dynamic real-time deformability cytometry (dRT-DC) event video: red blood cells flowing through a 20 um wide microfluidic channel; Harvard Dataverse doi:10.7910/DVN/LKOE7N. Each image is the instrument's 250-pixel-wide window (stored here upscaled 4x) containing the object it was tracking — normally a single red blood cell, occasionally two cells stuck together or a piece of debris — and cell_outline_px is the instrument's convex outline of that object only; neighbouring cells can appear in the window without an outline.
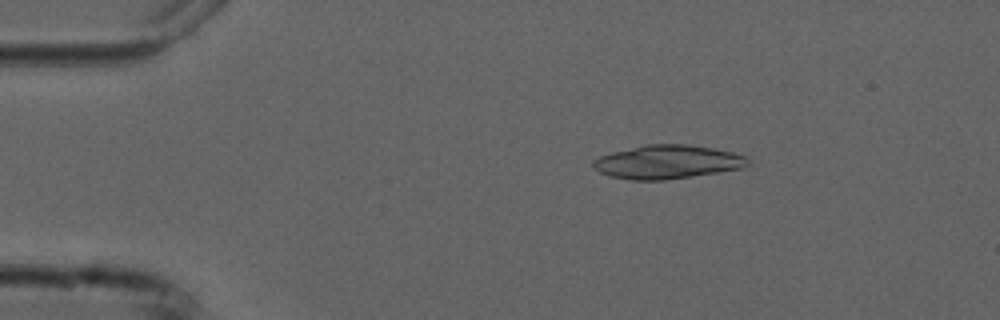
{"species": "common noctule bat (a hibernating species)", "species_latin": "Nyctalus noctula", "temperature_condition": "cold", "stored_images_in_passage": 4, "camera_frame_rate_fps": 3000, "um_per_image_px": 0.085, "animal": {"sex": "male", "forearm_length_mm": 52.5}, "frame": {"image": 1, "passage_image": 1, "time_ms": 0.0, "image_size_px": [1000, 320], "cell_outline_px": [[752, 164], [744, 168], [692, 176], [664, 180], [632, 180], [608, 176], [600, 172], [592, 164], [592, 160], [600, 156], [612, 152], [644, 144], [688, 144], [712, 148], [732, 152], [748, 156]], "centroid_in_image_um": [56.77, 13.76], "position_along_channel_um": 28.2, "area_um2": 30.58}}